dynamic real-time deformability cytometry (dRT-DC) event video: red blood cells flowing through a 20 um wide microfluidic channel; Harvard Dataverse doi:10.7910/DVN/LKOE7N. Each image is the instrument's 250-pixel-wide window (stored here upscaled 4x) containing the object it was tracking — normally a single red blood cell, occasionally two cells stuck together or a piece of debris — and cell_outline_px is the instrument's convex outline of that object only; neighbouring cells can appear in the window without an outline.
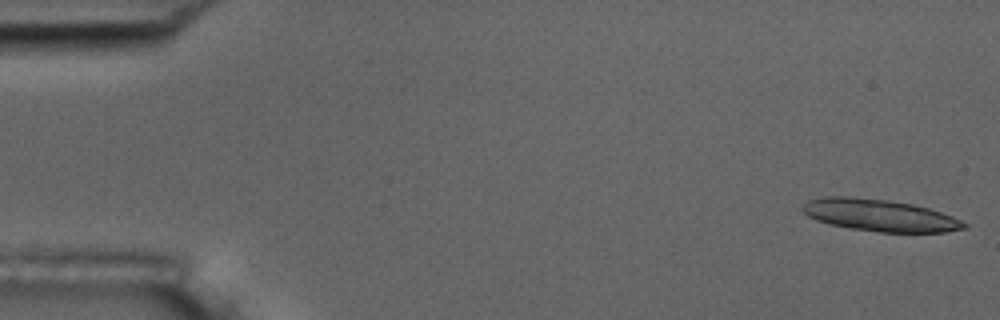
{"species": "common noctule bat (a hibernating species)", "species_latin": "Nyctalus noctula", "temperature_condition": "room temperature", "stored_images_in_passage": 16, "camera_frame_rate_fps": 3000, "um_per_image_px": 0.085, "animal": {"sex": "male", "body_mass_g": 17.5, "forearm_length_mm": 52.3}, "frame": {"image": 1, "passage_image": 1, "time_ms": 0.0, "image_size_px": [1000, 320], "cell_outline_px": [[968, 224], [964, 228], [944, 232], [880, 232], [852, 228], [832, 224], [816, 220], [808, 216], [800, 208], [808, 200], [824, 196], [848, 196], [888, 200], [912, 204], [928, 208], [952, 216]], "centroid_in_image_um": [74.74, 18.29], "position_along_channel_um": 10.3, "area_um2": 29.82}}